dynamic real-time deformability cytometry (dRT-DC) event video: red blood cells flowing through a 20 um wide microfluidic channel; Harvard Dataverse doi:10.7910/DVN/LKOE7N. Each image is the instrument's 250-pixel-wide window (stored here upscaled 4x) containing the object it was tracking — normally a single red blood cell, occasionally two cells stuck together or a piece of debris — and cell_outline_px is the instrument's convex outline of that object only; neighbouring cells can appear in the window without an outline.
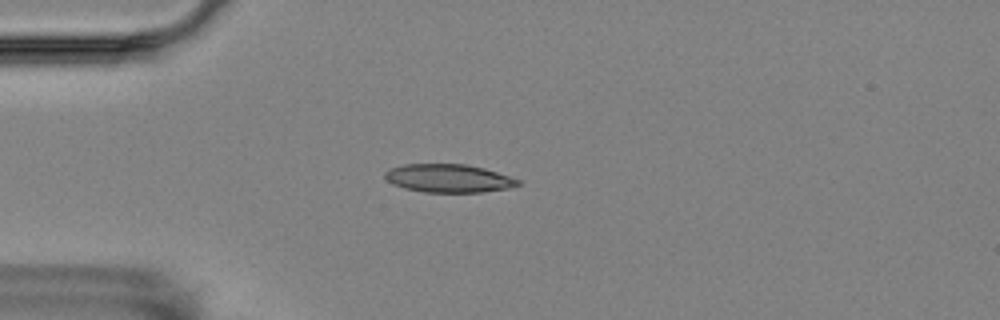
{"species": "Egyptian fruit bat (a non-hibernating species)", "species_latin": "Rousettus aegyptiacus", "temperature_condition": "room temperature", "stored_images_in_passage": 1, "camera_frame_rate_fps": 3000, "um_per_image_px": 0.085, "animal": {"sex": "female"}, "frame": {"image": 1, "passage_image": 1, "time_ms": 0.0, "image_size_px": [1000, 320], "cell_outline_px": [[520, 184], [508, 188], [480, 192], [424, 192], [404, 188], [392, 184], [384, 176], [384, 172], [392, 168], [404, 164], [464, 164], [484, 168], [520, 180]], "centroid_in_image_um": [38.1, 15.15], "position_along_channel_um": 46.9, "area_um2": 21.68}}